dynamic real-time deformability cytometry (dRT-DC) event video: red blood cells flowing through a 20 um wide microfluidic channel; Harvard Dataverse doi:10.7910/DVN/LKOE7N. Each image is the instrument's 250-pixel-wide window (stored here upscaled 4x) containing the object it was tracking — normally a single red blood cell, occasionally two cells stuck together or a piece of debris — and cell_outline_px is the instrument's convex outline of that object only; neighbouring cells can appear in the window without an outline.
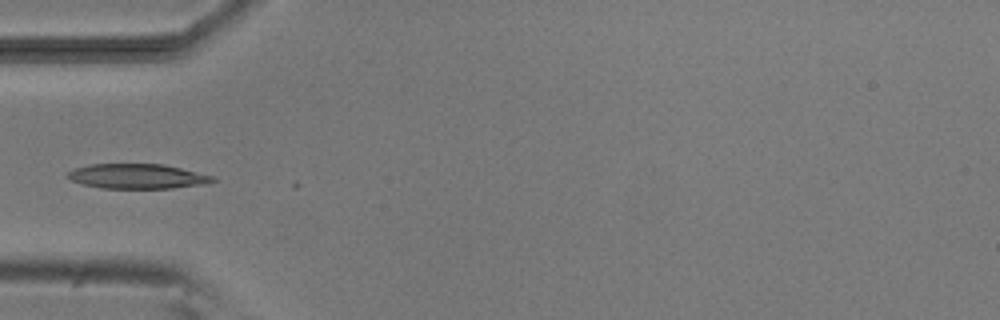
{"species": "common noctule bat (a hibernating species)", "species_latin": "Nyctalus noctula", "temperature_condition": "room temperature", "stored_images_in_passage": 6, "camera_frame_rate_fps": 3000, "um_per_image_px": 0.085, "animal": {"sex": "male", "body_mass_g": 20.5, "forearm_length_mm": 52.5}, "frame": {"image": 1, "passage_image": 6, "time_ms": 5.333, "image_size_px": [1000, 320], "cell_outline_px": [[216, 180], [208, 184], [172, 188], [100, 188], [84, 184], [72, 180], [64, 176], [68, 172], [76, 168], [88, 164], [164, 164], [216, 176]], "centroid_in_image_um": [11.72, 14.98], "position_along_channel_um": 73.3, "area_um2": 21.1}}